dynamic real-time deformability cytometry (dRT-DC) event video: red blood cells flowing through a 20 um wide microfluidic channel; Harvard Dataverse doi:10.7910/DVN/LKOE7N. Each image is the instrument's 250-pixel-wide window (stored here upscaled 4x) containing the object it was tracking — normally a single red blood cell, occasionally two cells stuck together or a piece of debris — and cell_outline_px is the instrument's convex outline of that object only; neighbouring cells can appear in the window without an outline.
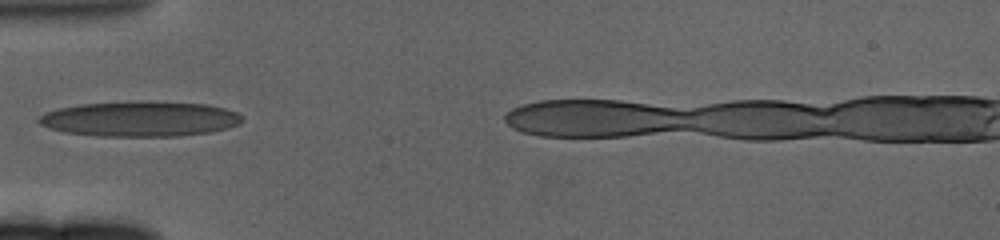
{"species": "human", "species_latin": "Homo sapiens", "temperature_condition": "cold", "stored_images_in_passage": 6, "camera_frame_rate_fps": 3000, "um_per_image_px": 0.085, "donor": {"sex": "female"}, "frame": {"image": 1, "passage_image": 1, "time_ms": 0.0, "image_size_px": [1000, 240], "cell_outline_px": [[696, 112], [676, 128], [616, 136], [556, 136], [512, 112], [520, 108], [532, 104], [552, 100], [608, 100]], "centroid_in_image_um": [51.05, 10.0], "position_along_channel_um": 33.9, "area_um2": 34.8}}